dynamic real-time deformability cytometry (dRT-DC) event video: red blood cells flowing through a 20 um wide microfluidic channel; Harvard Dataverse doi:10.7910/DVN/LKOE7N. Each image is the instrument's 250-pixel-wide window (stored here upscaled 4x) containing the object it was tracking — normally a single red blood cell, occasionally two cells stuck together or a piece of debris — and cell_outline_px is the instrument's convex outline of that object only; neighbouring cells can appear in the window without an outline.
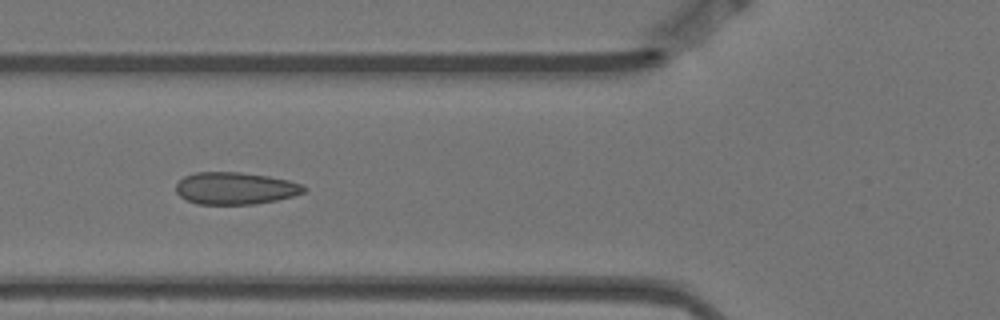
{"species": "Egyptian fruit bat (a non-hibernating species)", "species_latin": "Rousettus aegyptiacus", "temperature_condition": "warm", "stored_images_in_passage": 3, "camera_frame_rate_fps": 3000, "um_per_image_px": 0.085, "animal": {"sex": "female"}, "frame": {"image": 1, "passage_image": 2, "time_ms": 0.333, "image_size_px": [1000, 320], "cell_outline_px": [[308, 188], [304, 192], [292, 196], [276, 200], [256, 204], [196, 204], [180, 196], [176, 192], [176, 184], [184, 176], [196, 172], [240, 172], [268, 176], [288, 180], [304, 184]], "centroid_in_image_um": [20.01, 16.0], "position_along_channel_um": 105.8, "area_um2": 24.04}}
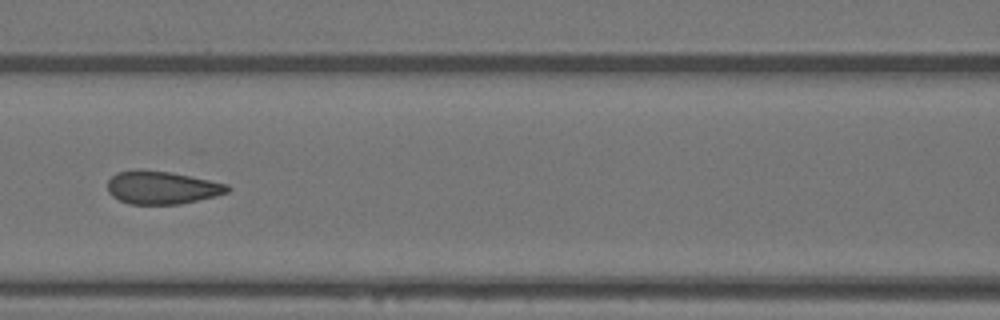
{"frame": {"image": 2, "passage_image": 3, "time_ms": 0.667, "image_size_px": [1000, 320], "cell_outline_px": [[232, 188], [228, 192], [216, 196], [180, 204], [128, 204], [112, 196], [108, 192], [108, 180], [116, 172], [140, 168], [172, 172], [228, 184]], "centroid_in_image_um": [13.75, 15.93], "position_along_channel_um": 152.8, "area_um2": 23.35}}